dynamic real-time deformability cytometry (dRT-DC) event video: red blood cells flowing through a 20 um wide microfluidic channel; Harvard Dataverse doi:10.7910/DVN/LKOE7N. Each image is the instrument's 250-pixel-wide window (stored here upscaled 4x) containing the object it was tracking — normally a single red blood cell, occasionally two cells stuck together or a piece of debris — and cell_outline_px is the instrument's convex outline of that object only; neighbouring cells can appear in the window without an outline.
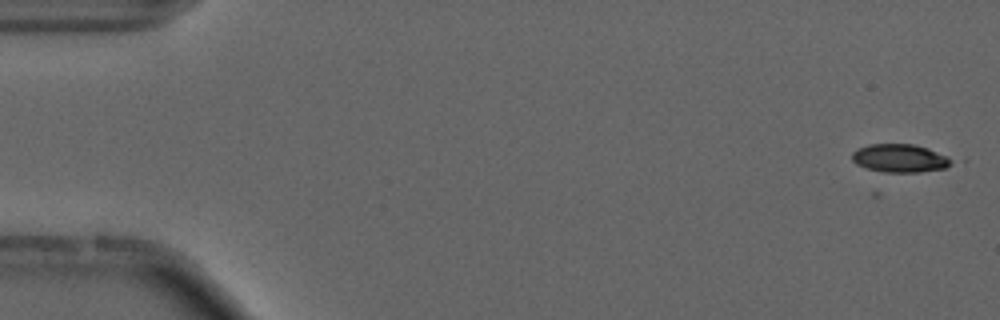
{"species": "common noctule bat (a hibernating species)", "species_latin": "Nyctalus noctula", "temperature_condition": "cold", "stored_images_in_passage": 2, "camera_frame_rate_fps": 3000, "um_per_image_px": 0.085, "animal": {"sex": "male", "forearm_length_mm": 52.5}, "frame": {"image": 1, "passage_image": 2, "time_ms": 0.333, "image_size_px": [1000, 320], "cell_outline_px": [[956, 160], [952, 164], [944, 168], [920, 172], [884, 172], [864, 168], [856, 164], [852, 160], [852, 152], [868, 144], [912, 144], [928, 148], [948, 156]], "centroid_in_image_um": [76.51, 13.45], "position_along_channel_um": 8.5, "area_um2": 16.47}}